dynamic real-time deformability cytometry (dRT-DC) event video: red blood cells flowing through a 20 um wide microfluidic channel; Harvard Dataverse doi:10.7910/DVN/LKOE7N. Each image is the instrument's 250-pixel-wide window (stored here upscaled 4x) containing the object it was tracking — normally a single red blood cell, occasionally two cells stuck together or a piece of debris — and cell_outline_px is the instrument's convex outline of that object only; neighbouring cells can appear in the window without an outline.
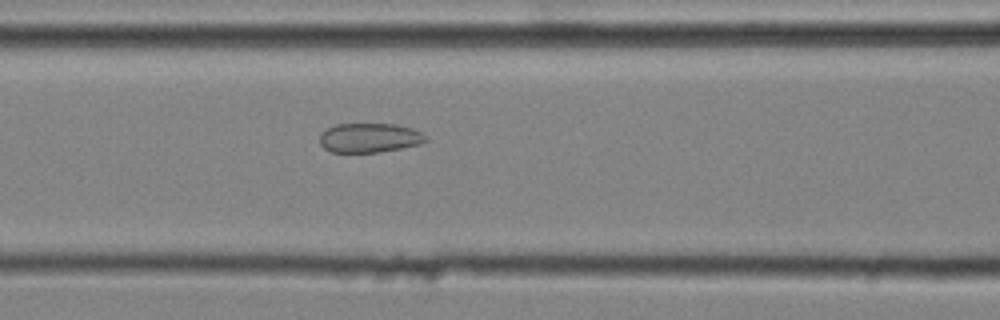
{"species": "common noctule bat (a hibernating species)", "species_latin": "Nyctalus noctula", "temperature_condition": "cold", "stored_images_in_passage": 34, "camera_frame_rate_fps": 3000, "um_per_image_px": 0.085, "animal": {"sex": "male", "body_mass_g": 20.4}, "frame": {"image": 1, "passage_image": 11, "time_ms": 3.333, "image_size_px": [1000, 320], "cell_outline_px": [[428, 140], [420, 144], [380, 152], [332, 152], [324, 148], [320, 144], [320, 136], [328, 128], [336, 124], [396, 124], [412, 128], [428, 136]], "centroid_in_image_um": [31.44, 11.71], "position_along_channel_um": 135.2, "area_um2": 18.09}}
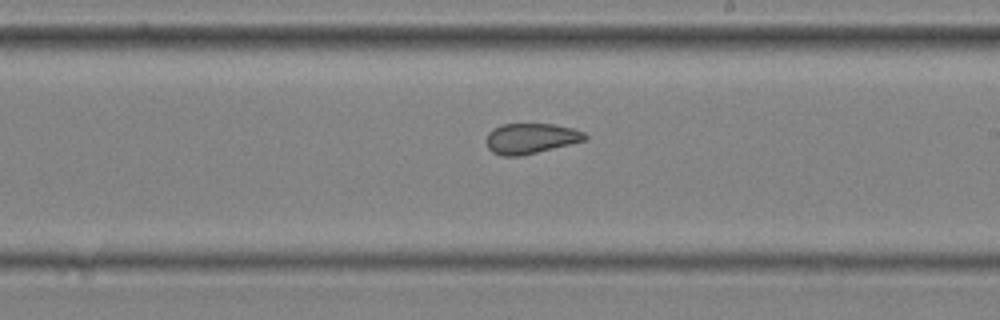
{"frame": {"image": 2, "passage_image": 19, "time_ms": 6.0, "image_size_px": [1000, 320], "cell_outline_px": [[588, 140], [520, 156], [504, 156], [492, 152], [488, 148], [484, 140], [488, 132], [492, 128], [500, 124], [552, 124], [572, 128], [584, 132], [588, 136]], "centroid_in_image_um": [45.09, 11.76], "position_along_channel_um": 243.9, "area_um2": 17.69}}
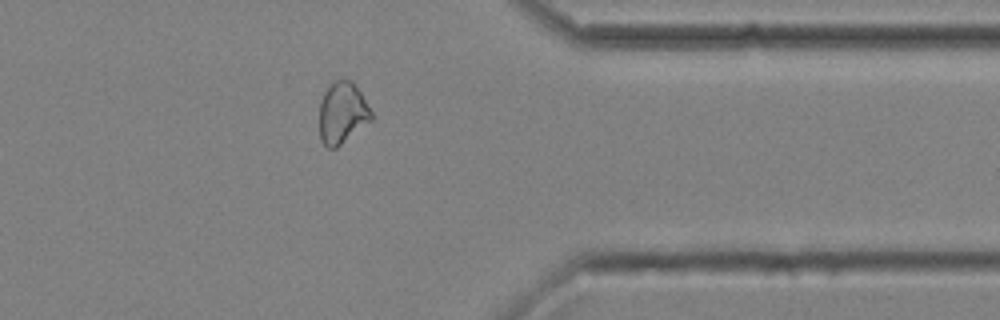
{"frame": {"image": 3, "passage_image": 30, "time_ms": 9.667, "image_size_px": [1000, 320], "cell_outline_px": [[372, 120], [336, 148], [328, 148], [320, 140], [320, 100], [324, 92], [332, 80], [352, 80], [360, 92], [372, 112]], "centroid_in_image_um": [29.08, 9.59], "position_along_channel_um": 382.3, "area_um2": 18.61}, "authors_computed_cell_mechanics": {"area_um2": 18.4382, "velocity_mm_per_s": 4.0886, "shape_relaxation_time_tau1_ms": null, "shape_relaxation_time_tau2_ms": 1.888, "deformation_change_tau1": null, "deformation_change_tau2": 0.0734}}